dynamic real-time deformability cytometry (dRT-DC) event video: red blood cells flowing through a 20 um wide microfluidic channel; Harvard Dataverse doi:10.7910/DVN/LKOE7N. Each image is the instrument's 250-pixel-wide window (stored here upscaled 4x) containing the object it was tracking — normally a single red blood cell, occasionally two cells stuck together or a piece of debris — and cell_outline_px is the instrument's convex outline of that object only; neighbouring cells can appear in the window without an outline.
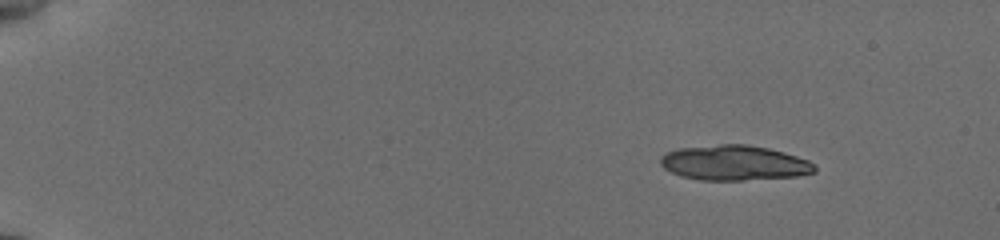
{"species": "common noctule bat (a hibernating species)", "species_latin": "Nyctalus noctula", "temperature_condition": "cold", "stored_images_in_passage": 21, "camera_frame_rate_fps": 3000, "um_per_image_px": 0.085, "animal": {"sex": "female", "body_mass_g": 19.5, "forearm_length_mm": 54.1}, "frame": {"image": 1, "passage_image": 1, "time_ms": 0.0, "image_size_px": [1000, 240], "cell_outline_px": [[816, 172], [796, 176], [744, 180], [700, 180], [680, 176], [664, 168], [660, 164], [660, 156], [668, 152], [680, 148], [720, 144], [744, 144], [768, 148], [784, 152], [808, 160], [816, 164]], "centroid_in_image_um": [62.42, 13.84], "position_along_channel_um": 22.6, "area_um2": 31.5}}
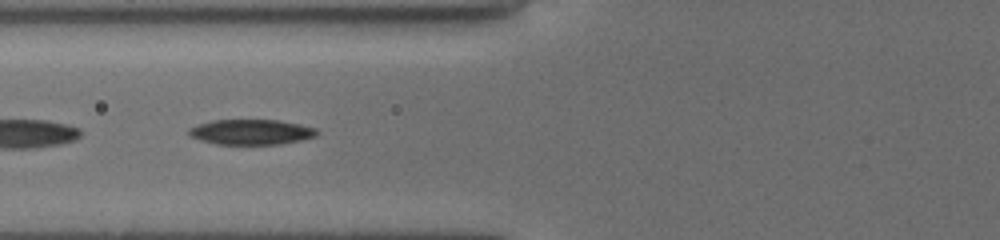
{"frame": {"image": 2, "passage_image": 18, "time_ms": 5.667, "image_size_px": [1000, 240], "cell_outline_px": [[320, 132], [316, 136], [300, 140], [280, 144], [216, 144], [200, 140], [188, 136], [188, 128], [196, 124], [212, 120], [280, 120], [300, 124], [316, 128]], "centroid_in_image_um": [21.32, 11.21], "position_along_channel_um": 104.5, "area_um2": 19.02}}